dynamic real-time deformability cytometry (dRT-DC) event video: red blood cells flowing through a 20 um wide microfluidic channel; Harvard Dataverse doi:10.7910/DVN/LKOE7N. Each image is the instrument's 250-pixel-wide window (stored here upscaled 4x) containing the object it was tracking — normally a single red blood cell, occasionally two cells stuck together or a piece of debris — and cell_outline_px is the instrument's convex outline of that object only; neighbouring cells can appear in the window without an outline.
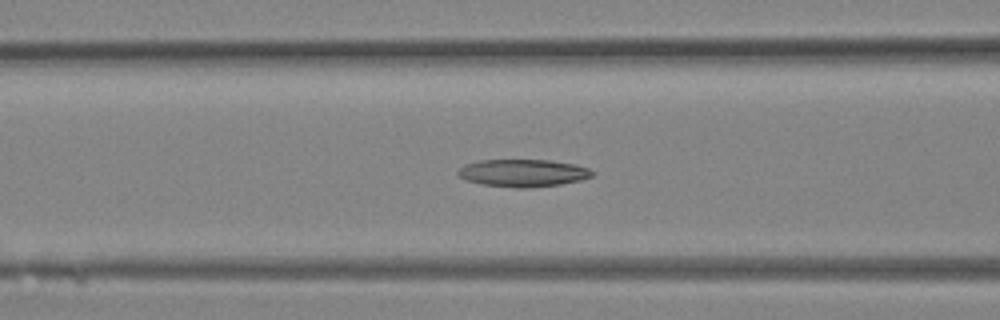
{"species": "Egyptian fruit bat (a non-hibernating species)", "species_latin": "Rousettus aegyptiacus", "temperature_condition": "room temperature", "stored_images_in_passage": 27, "camera_frame_rate_fps": 3000, "um_per_image_px": 0.085, "animal": {"sex": "female"}, "frame": {"image": 1, "passage_image": 7, "time_ms": 2.0, "image_size_px": [1000, 320], "cell_outline_px": [[596, 172], [592, 176], [580, 180], [560, 184], [532, 188], [516, 188], [480, 184], [464, 180], [456, 172], [460, 168], [468, 164], [480, 160], [548, 160], [576, 164], [588, 168]], "centroid_in_image_um": [44.47, 14.71], "position_along_channel_um": 122.1, "area_um2": 21.56}}
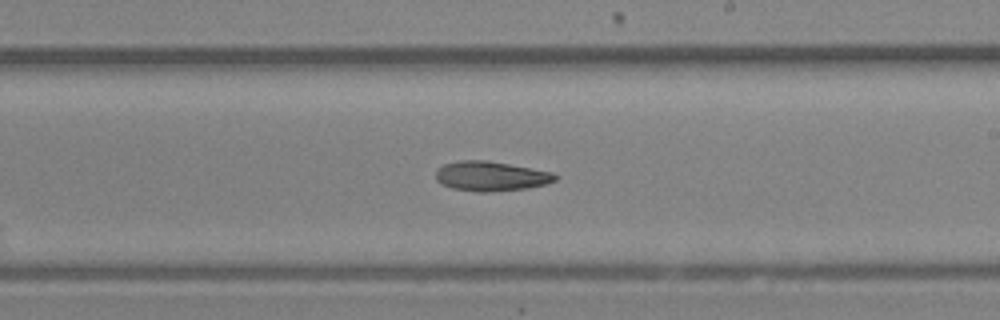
{"frame": {"image": 2, "passage_image": 13, "time_ms": 4.0, "image_size_px": [1000, 320], "cell_outline_px": [[560, 176], [556, 180], [548, 184], [528, 188], [488, 192], [480, 192], [452, 188], [440, 184], [436, 180], [436, 168], [444, 164], [460, 160], [488, 160], [552, 172]], "centroid_in_image_um": [41.73, 14.97], "position_along_channel_um": 247.3, "area_um2": 20.87}}
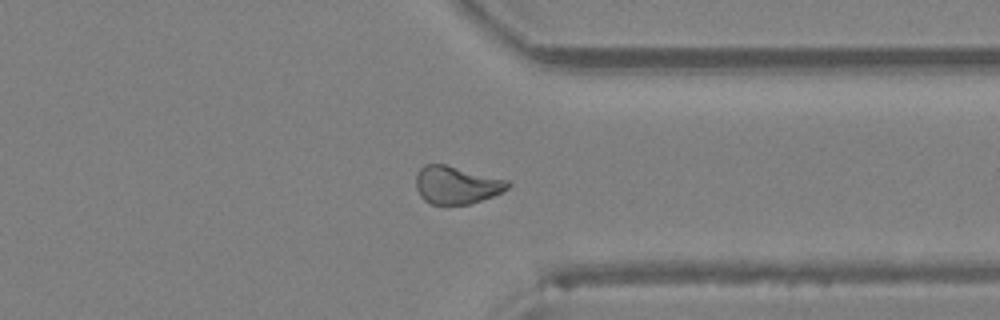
{"frame": {"image": 3, "passage_image": 19, "time_ms": 6.0, "image_size_px": [1000, 320], "cell_outline_px": [[512, 184], [508, 188], [492, 196], [468, 204], [432, 204], [424, 200], [420, 196], [416, 188], [416, 172], [424, 164], [444, 164], [508, 180]], "centroid_in_image_um": [38.77, 15.71], "position_along_channel_um": 372.6, "area_um2": 20.06}}